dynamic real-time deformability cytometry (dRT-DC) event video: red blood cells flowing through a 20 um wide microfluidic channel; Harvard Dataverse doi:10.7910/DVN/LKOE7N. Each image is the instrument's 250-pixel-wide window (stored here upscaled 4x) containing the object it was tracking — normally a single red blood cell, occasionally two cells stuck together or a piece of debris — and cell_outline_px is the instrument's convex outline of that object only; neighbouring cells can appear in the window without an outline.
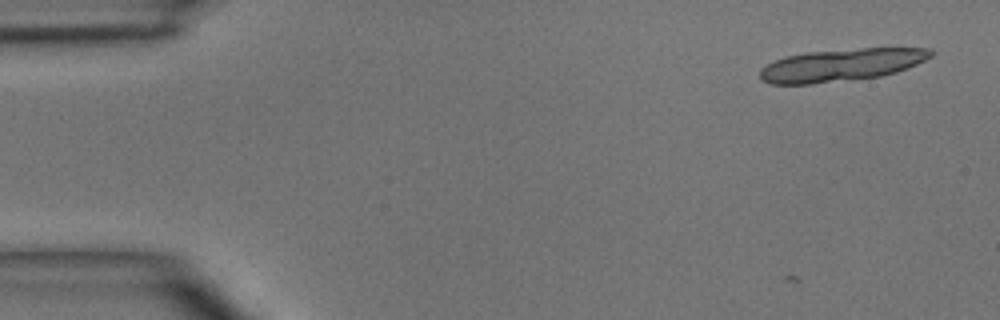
{"species": "common noctule bat (a hibernating species)", "species_latin": "Nyctalus noctula", "temperature_condition": "room temperature", "stored_images_in_passage": 5, "camera_frame_rate_fps": 3000, "um_per_image_px": 0.085, "animal": {"sex": "male", "body_mass_g": 15.6}, "frame": {"image": 1, "passage_image": 1, "time_ms": 0.0, "image_size_px": [1000, 320], "cell_outline_px": [[932, 56], [908, 68], [896, 72], [880, 76], [812, 84], [772, 84], [760, 80], [760, 68], [776, 60], [788, 56], [808, 52], [860, 48], [932, 48]], "centroid_in_image_um": [71.51, 5.52], "position_along_channel_um": 13.5, "area_um2": 32.08}}